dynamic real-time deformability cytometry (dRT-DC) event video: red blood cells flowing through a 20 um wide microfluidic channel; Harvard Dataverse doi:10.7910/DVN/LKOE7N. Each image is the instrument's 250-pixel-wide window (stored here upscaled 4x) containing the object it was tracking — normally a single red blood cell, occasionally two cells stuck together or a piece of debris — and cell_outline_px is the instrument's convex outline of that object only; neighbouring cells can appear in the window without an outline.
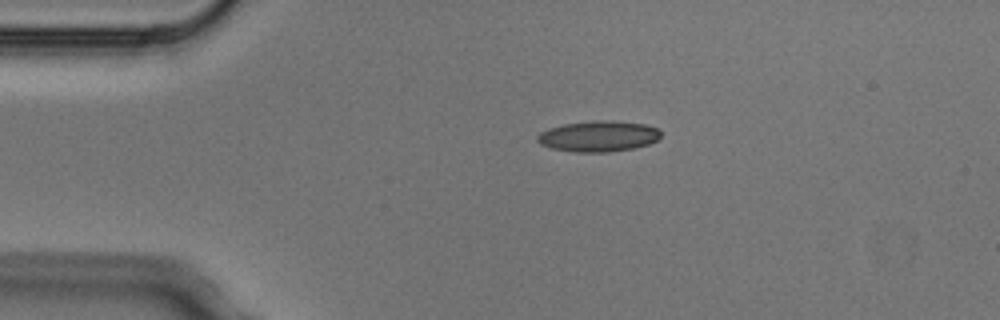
{"species": "Egyptian fruit bat (a non-hibernating species)", "species_latin": "Rousettus aegyptiacus", "temperature_condition": "cold", "stored_images_in_passage": 3, "camera_frame_rate_fps": 3000, "um_per_image_px": 0.085, "animal": {"sex": "male"}, "frame": {"image": 1, "passage_image": 2, "time_ms": 0.333, "image_size_px": [1000, 320], "cell_outline_px": [[660, 136], [656, 140], [648, 144], [632, 148], [608, 152], [576, 152], [552, 148], [540, 144], [536, 140], [536, 136], [540, 132], [548, 128], [564, 124], [596, 120], [612, 120], [644, 124], [656, 128], [660, 132]], "centroid_in_image_um": [50.82, 11.57], "position_along_channel_um": 34.2, "area_um2": 22.08}}